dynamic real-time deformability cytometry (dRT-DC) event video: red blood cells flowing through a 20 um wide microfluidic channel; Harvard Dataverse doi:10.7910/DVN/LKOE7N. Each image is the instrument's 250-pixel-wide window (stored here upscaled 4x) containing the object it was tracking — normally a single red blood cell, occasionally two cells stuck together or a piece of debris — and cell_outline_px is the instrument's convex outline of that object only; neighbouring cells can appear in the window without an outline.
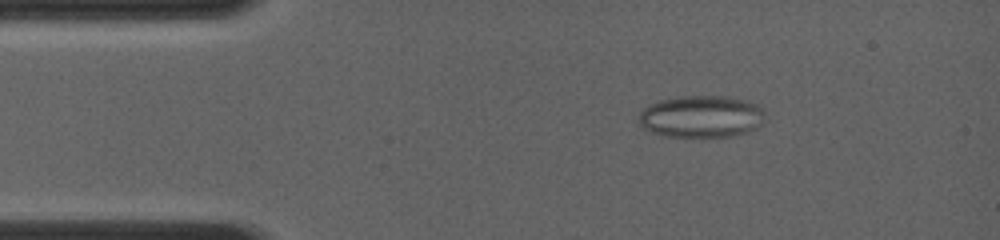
{"species": "common noctule bat (a hibernating species)", "species_latin": "Nyctalus noctula", "temperature_condition": "room temperature", "stored_images_in_passage": 54, "camera_frame_rate_fps": 4000, "um_per_image_px": 0.085, "animal": {"sex": "female", "body_mass_g": 19.0, "forearm_length_mm": 56.7}, "frame": {"image": 1, "passage_image": 8, "time_ms": 2.0, "image_size_px": [1000, 240], "cell_outline_px": [[764, 116], [760, 124], [756, 128], [732, 136], [664, 136], [652, 132], [644, 128], [640, 124], [640, 112], [648, 104], [660, 100], [680, 96], [724, 96], [744, 100], [760, 104], [764, 108]], "centroid_in_image_um": [59.62, 9.89], "position_along_channel_um": 25.4, "area_um2": 30.81}}
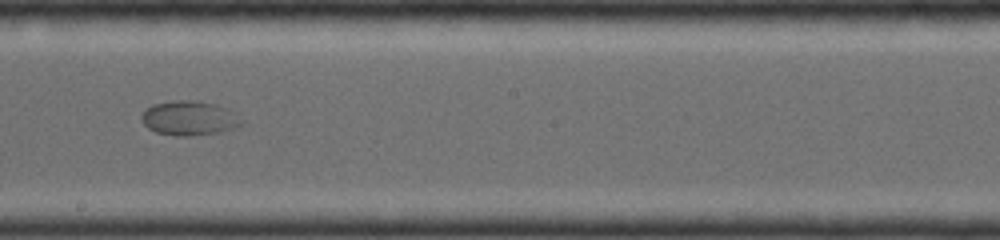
{"frame": {"image": 2, "passage_image": 30, "time_ms": 8.0, "image_size_px": [1000, 240], "cell_outline_px": [[244, 124], [220, 132], [188, 136], [176, 136], [156, 132], [148, 128], [144, 124], [140, 116], [152, 104], [180, 100], [196, 100], [216, 104], [236, 112]], "centroid_in_image_um": [16.11, 10.04], "position_along_channel_um": 232.1, "area_um2": 20.06}}
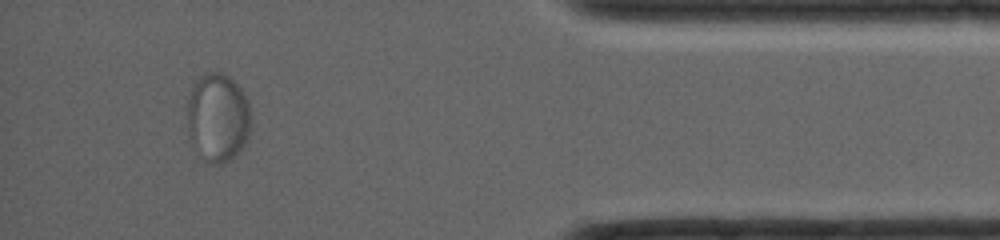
{"frame": {"image": 3, "passage_image": 48, "time_ms": 13.0, "image_size_px": [1000, 240], "cell_outline_px": [[248, 132], [244, 144], [224, 164], [212, 164], [208, 160], [188, 136], [188, 100], [192, 88], [196, 80], [204, 72], [220, 72], [228, 76], [240, 88], [248, 100]], "centroid_in_image_um": [18.49, 9.93], "position_along_channel_um": 416.7, "area_um2": 31.85}}